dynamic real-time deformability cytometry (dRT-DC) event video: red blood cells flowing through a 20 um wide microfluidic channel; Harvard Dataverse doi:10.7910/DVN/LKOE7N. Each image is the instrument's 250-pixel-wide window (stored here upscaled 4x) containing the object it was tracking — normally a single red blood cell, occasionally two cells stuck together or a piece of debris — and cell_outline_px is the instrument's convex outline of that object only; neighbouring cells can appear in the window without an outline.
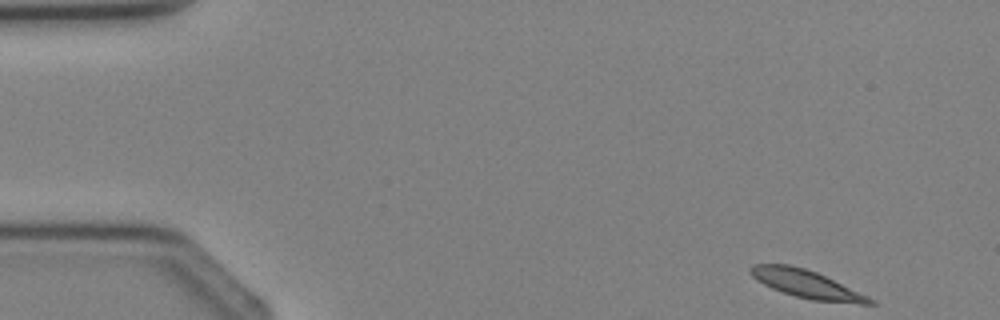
{"species": "Egyptian fruit bat (a non-hibernating species)", "species_latin": "Rousettus aegyptiacus", "temperature_condition": "cold", "stored_images_in_passage": 3, "camera_frame_rate_fps": 3000, "um_per_image_px": 0.085, "animal": {"sex": "female"}, "frame": {"image": 1, "passage_image": 1, "time_ms": 0.0, "image_size_px": [1000, 320], "cell_outline_px": [[876, 304], [860, 304], [812, 300], [796, 296], [772, 288], [764, 284], [752, 276], [748, 272], [748, 268], [752, 264], [788, 264], [804, 268], [816, 272], [868, 296], [876, 300]], "centroid_in_image_um": [68.55, 24.14], "position_along_channel_um": 16.4, "area_um2": 19.25}}
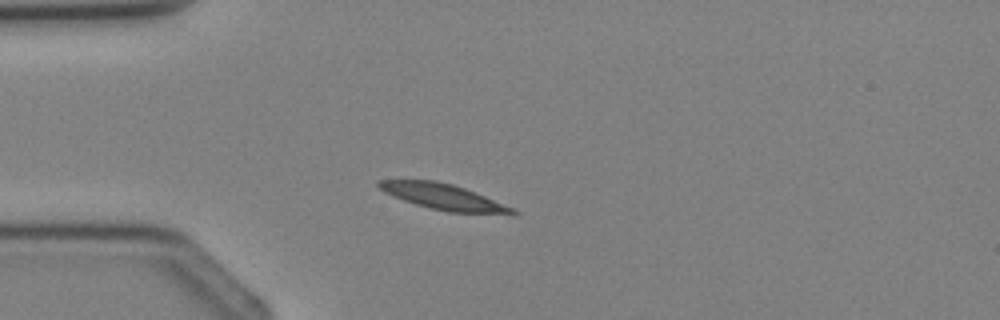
{"frame": {"image": 2, "passage_image": 3, "time_ms": 2.333, "image_size_px": [1000, 320], "cell_outline_px": [[520, 212], [516, 216], [448, 212], [416, 204], [392, 196], [384, 192], [376, 184], [376, 180], [436, 180], [452, 184], [476, 192], [516, 208]], "centroid_in_image_um": [37.84, 16.76], "position_along_channel_um": 47.2, "area_um2": 20.63}}